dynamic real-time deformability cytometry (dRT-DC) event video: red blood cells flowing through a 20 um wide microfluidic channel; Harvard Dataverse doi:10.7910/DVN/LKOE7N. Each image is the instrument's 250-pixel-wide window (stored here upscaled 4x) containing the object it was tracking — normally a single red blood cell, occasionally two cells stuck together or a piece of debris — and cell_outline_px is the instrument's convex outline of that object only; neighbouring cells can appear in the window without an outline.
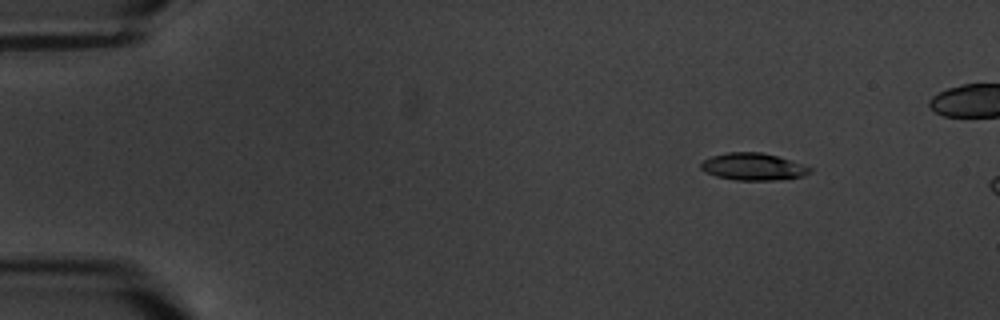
{"species": "common noctule bat (a hibernating species)", "species_latin": "Nyctalus noctula", "temperature_condition": "warm", "stored_images_in_passage": 5, "camera_frame_rate_fps": 3000, "um_per_image_px": 0.085, "animal": {"sex": "male", "body_mass_g": 20.1, "forearm_length_mm": 53.5}, "frame": {"image": 1, "passage_image": 2, "time_ms": 1.333, "image_size_px": [1000, 320], "cell_outline_px": [[812, 172], [804, 176], [776, 180], [736, 180], [716, 176], [700, 168], [700, 164], [704, 160], [712, 156], [724, 152], [760, 152], [776, 156], [812, 168]], "centroid_in_image_um": [64.01, 14.17], "position_along_channel_um": 21.0, "area_um2": 17.05}}